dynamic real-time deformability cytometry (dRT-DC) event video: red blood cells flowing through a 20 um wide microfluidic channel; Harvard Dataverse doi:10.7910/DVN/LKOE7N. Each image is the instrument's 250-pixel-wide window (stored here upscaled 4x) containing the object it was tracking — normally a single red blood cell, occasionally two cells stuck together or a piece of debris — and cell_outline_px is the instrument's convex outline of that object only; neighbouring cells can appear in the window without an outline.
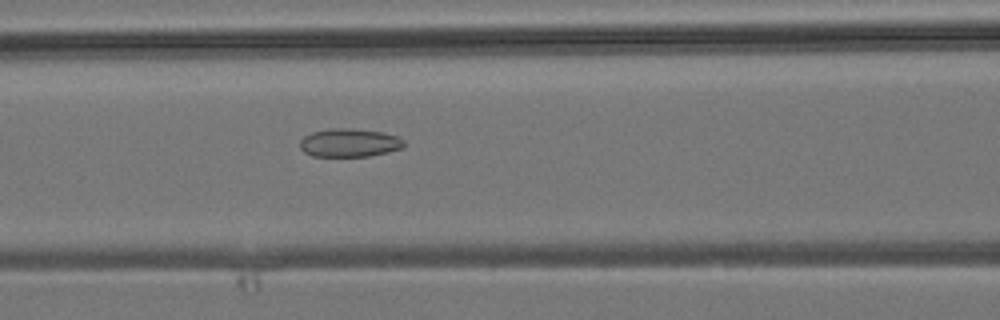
{"species": "common noctule bat (a hibernating species)", "species_latin": "Nyctalus noctula", "temperature_condition": "room temperature", "stored_images_in_passage": 6, "camera_frame_rate_fps": 3000, "um_per_image_px": 0.085, "animal": {"sex": "male", "body_mass_g": 19.2, "forearm_length_mm": 51.8}, "frame": {"image": 1, "passage_image": 6, "time_ms": 9.333, "image_size_px": [1000, 320], "cell_outline_px": [[404, 148], [388, 152], [368, 156], [312, 156], [304, 152], [300, 148], [300, 140], [304, 136], [312, 132], [328, 128], [352, 128], [384, 132], [396, 136], [404, 140]], "centroid_in_image_um": [29.7, 12.13], "position_along_channel_um": 136.9, "area_um2": 17.34}}